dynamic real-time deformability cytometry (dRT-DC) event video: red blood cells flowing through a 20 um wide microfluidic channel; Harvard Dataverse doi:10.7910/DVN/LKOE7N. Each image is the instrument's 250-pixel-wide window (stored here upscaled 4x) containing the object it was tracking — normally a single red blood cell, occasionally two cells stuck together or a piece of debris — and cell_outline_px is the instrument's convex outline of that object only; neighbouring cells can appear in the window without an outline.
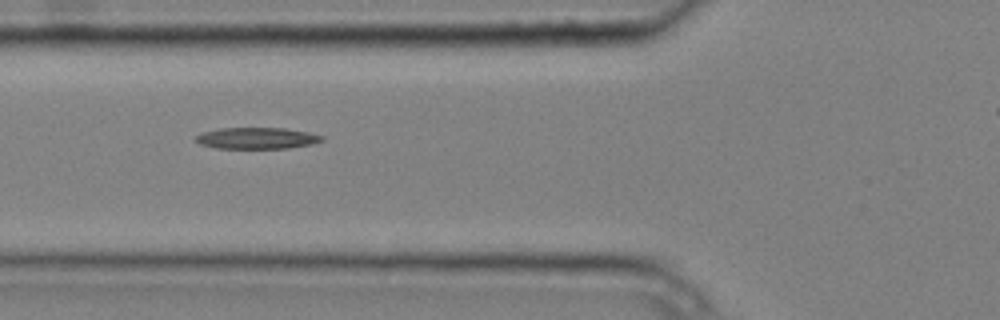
{"species": "common noctule bat (a hibernating species)", "species_latin": "Nyctalus noctula", "temperature_condition": "cold", "stored_images_in_passage": 10, "segment_of_instrument_passage": [1, 2], "camera_frame_rate_fps": 3000, "um_per_image_px": 0.085, "animal": {"sex": "male", "body_mass_g": 20.4}, "frame": {"image": 1, "passage_image": 6, "time_ms": 1.667, "image_size_px": [1000, 320], "cell_outline_px": [[324, 140], [312, 144], [288, 148], [216, 148], [200, 144], [196, 140], [196, 136], [200, 132], [220, 128], [284, 128], [308, 132], [324, 136]], "centroid_in_image_um": [21.83, 11.74], "position_along_channel_um": 104.0, "area_um2": 15.72}}
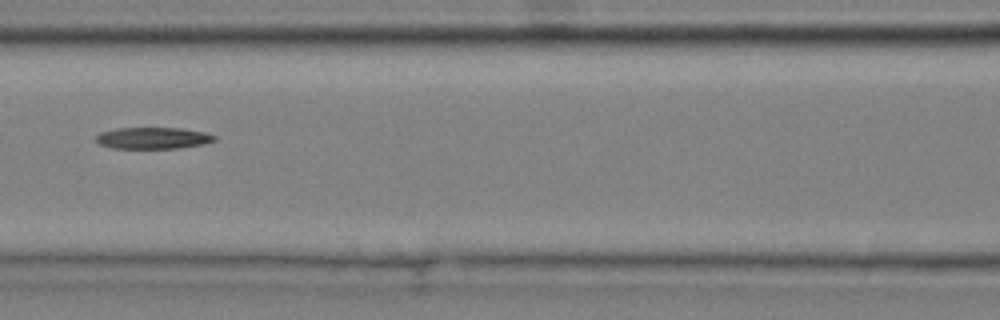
{"frame": {"image": 2, "passage_image": 7, "time_ms": 2.0, "image_size_px": [1000, 320], "cell_outline_px": [[216, 140], [204, 144], [176, 148], [112, 148], [100, 144], [96, 140], [96, 136], [100, 132], [116, 128], [184, 128], [204, 132], [216, 136]], "centroid_in_image_um": [13.01, 11.73], "position_along_channel_um": 153.6, "area_um2": 14.85}}
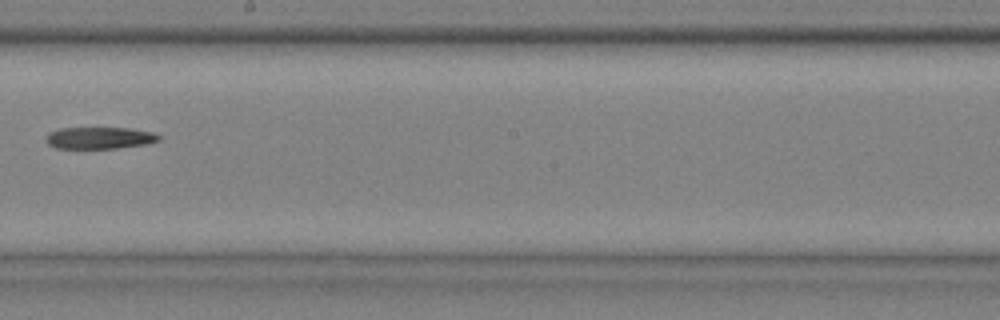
{"frame": {"image": 3, "passage_image": 9, "time_ms": 2.667, "image_size_px": [1000, 320], "cell_outline_px": [[160, 140], [144, 144], [116, 148], [56, 148], [48, 144], [44, 140], [48, 132], [60, 128], [128, 128], [152, 132], [160, 136]], "centroid_in_image_um": [8.4, 11.72], "position_along_channel_um": 239.8, "area_um2": 14.28}}